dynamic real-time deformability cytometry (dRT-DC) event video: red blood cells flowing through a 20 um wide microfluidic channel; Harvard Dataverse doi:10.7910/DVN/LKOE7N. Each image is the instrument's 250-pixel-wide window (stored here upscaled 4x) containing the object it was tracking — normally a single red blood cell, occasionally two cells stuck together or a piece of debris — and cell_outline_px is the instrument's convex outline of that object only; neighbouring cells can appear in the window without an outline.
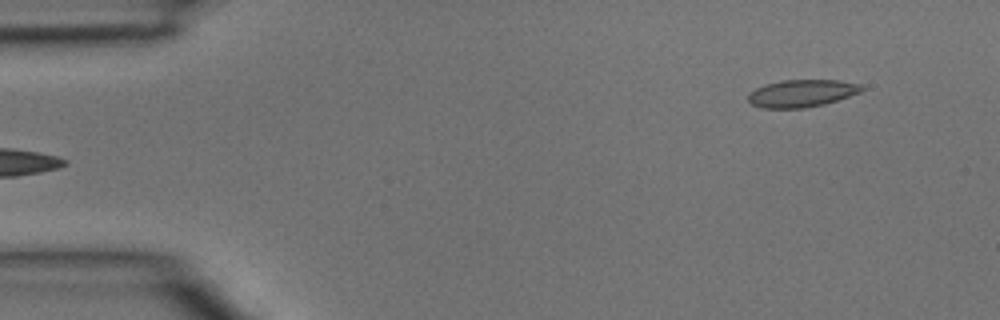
{"species": "common noctule bat (a hibernating species)", "species_latin": "Nyctalus noctula", "temperature_condition": "room temperature", "stored_images_in_passage": 3, "segment_of_instrument_passage": [2, 2], "camera_frame_rate_fps": 3000, "um_per_image_px": 0.085, "animal": {"sex": "male", "body_mass_g": 15.6}, "frame": {"image": 1, "passage_image": 3, "time_ms": 0.667, "image_size_px": [1000, 320], "cell_outline_px": [[864, 88], [860, 92], [824, 104], [804, 108], [764, 108], [752, 104], [748, 100], [748, 96], [756, 88], [764, 84], [784, 80], [840, 80], [864, 84]], "centroid_in_image_um": [68.18, 7.92], "position_along_channel_um": 16.8, "area_um2": 18.03}}